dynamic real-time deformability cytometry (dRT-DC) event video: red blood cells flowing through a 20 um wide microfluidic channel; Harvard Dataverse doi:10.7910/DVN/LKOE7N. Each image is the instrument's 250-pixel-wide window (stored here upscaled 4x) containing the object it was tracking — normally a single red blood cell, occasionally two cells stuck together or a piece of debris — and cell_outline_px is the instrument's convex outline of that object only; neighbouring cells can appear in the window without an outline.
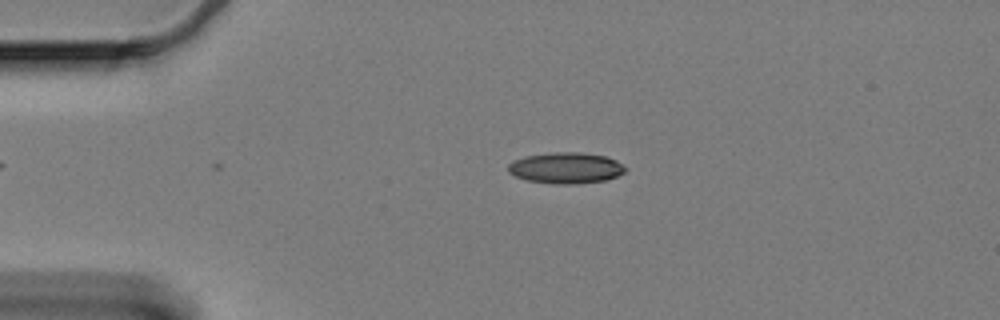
{"species": "Egyptian fruit bat (a non-hibernating species)", "species_latin": "Rousettus aegyptiacus", "temperature_condition": "cold", "stored_images_in_passage": 39, "camera_frame_rate_fps": 3000, "um_per_image_px": 0.085, "animal": {"sex": "female"}, "frame": {"image": 1, "passage_image": 5, "time_ms": 1.333, "image_size_px": [1000, 320], "cell_outline_px": [[628, 168], [624, 172], [616, 176], [604, 180], [576, 184], [552, 184], [528, 180], [516, 176], [508, 172], [508, 164], [524, 156], [556, 152], [580, 152], [604, 156], [616, 160], [624, 164]], "centroid_in_image_um": [48.12, 14.27], "position_along_channel_um": 36.9, "area_um2": 21.15}}
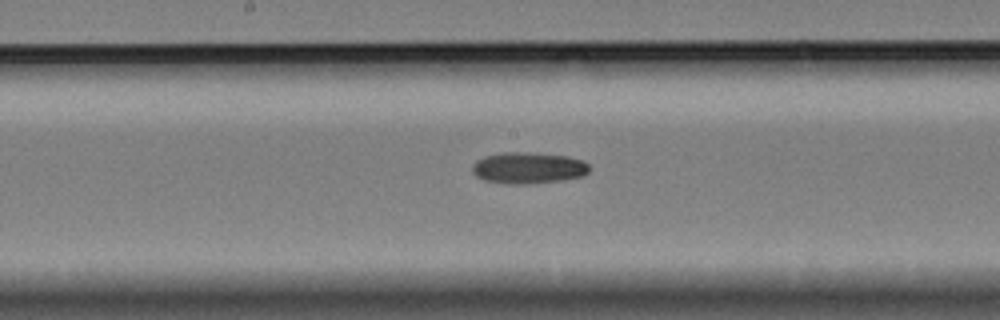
{"frame": {"image": 2, "passage_image": 23, "time_ms": 7.333, "image_size_px": [1000, 320], "cell_outline_px": [[588, 172], [584, 176], [564, 180], [528, 184], [504, 184], [484, 180], [476, 176], [472, 172], [472, 164], [476, 160], [484, 156], [504, 152], [528, 152], [568, 156], [584, 160], [588, 164]], "centroid_in_image_um": [44.9, 14.27], "position_along_channel_um": 203.3, "area_um2": 21.73}}
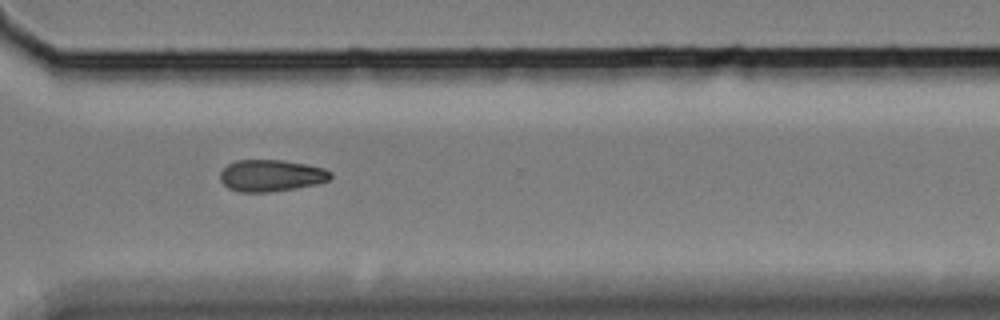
{"frame": {"image": 3, "passage_image": 36, "time_ms": 11.667, "image_size_px": [1000, 320], "cell_outline_px": [[332, 176], [328, 180], [320, 184], [268, 192], [240, 192], [228, 188], [220, 180], [220, 172], [228, 164], [236, 160], [280, 160], [304, 164], [324, 168], [332, 172]], "centroid_in_image_um": [23.05, 14.93], "position_along_channel_um": 347.6, "area_um2": 20.4}}